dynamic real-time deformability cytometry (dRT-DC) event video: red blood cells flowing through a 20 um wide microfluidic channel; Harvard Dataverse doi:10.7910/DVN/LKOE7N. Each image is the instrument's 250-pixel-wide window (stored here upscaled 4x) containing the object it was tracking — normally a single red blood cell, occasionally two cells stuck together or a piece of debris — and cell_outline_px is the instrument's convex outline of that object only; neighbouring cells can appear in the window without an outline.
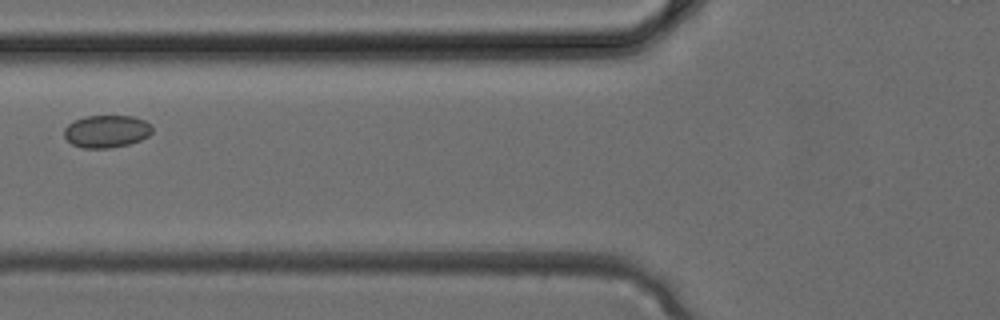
{"species": "common noctule bat (a hibernating species)", "species_latin": "Nyctalus noctula", "temperature_condition": "cold", "stored_images_in_passage": 2, "camera_frame_rate_fps": 3000, "um_per_image_px": 0.085, "animal": {"sex": "female", "body_mass_g": 24.6, "forearm_length_mm": 56.2}, "frame": {"image": 1, "passage_image": 2, "time_ms": 0.333, "image_size_px": [1000, 320], "cell_outline_px": [[152, 132], [148, 136], [140, 140], [128, 144], [108, 148], [80, 148], [72, 144], [64, 136], [64, 128], [68, 124], [84, 116], [132, 116], [144, 120], [152, 124]], "centroid_in_image_um": [9.06, 11.16], "position_along_channel_um": 116.7, "area_um2": 16.7}}